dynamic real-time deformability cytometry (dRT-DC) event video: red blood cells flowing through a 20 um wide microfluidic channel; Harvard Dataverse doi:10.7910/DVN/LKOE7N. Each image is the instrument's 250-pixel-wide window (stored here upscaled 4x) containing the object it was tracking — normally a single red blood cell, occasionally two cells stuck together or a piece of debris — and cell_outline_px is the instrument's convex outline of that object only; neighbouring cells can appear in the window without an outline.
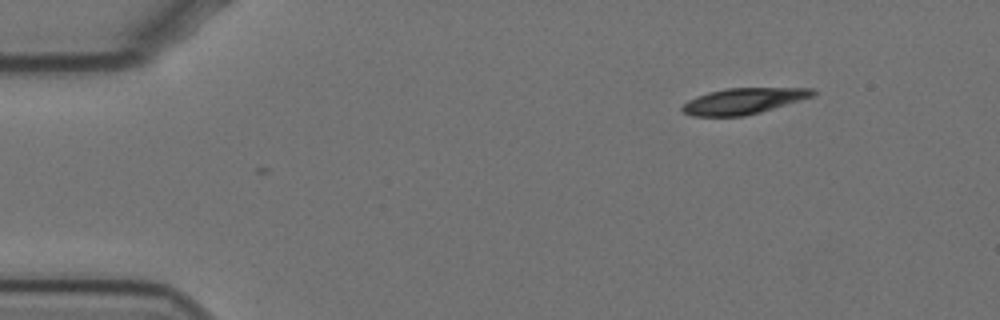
{"species": "Egyptian fruit bat (a non-hibernating species)", "species_latin": "Rousettus aegyptiacus", "temperature_condition": "cold", "stored_images_in_passage": 6, "camera_frame_rate_fps": 3000, "um_per_image_px": 0.085, "animal": {"sex": "female"}, "frame": {"image": 1, "passage_image": 6, "time_ms": 1.667, "image_size_px": [1000, 320], "cell_outline_px": [[816, 96], [760, 112], [744, 116], [692, 116], [684, 112], [680, 108], [688, 100], [696, 96], [708, 92], [728, 88], [816, 88]], "centroid_in_image_um": [63.23, 8.58], "position_along_channel_um": 21.8, "area_um2": 19.83}}